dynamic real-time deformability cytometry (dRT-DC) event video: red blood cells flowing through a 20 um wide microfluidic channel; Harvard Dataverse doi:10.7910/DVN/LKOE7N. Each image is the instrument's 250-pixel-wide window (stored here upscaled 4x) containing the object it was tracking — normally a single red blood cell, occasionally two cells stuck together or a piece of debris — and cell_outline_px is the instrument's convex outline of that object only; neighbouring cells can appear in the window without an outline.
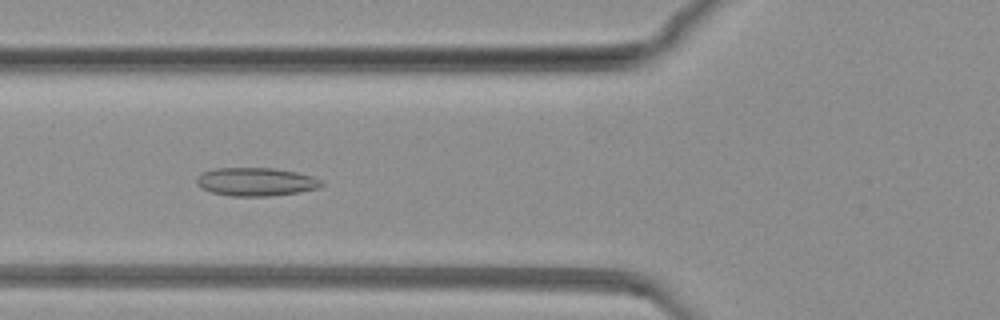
{"species": "common noctule bat (a hibernating species)", "species_latin": "Nyctalus noctula", "temperature_condition": "warm", "stored_images_in_passage": 71, "camera_frame_rate_fps": 3000, "um_per_image_px": 0.085, "animal": {"sex": "female", "body_mass_g": 19.3, "forearm_length_mm": 54.1}, "frame": {"image": 1, "passage_image": 20, "time_ms": 6.333, "image_size_px": [1000, 320], "cell_outline_px": [[324, 184], [320, 188], [300, 192], [272, 196], [232, 196], [212, 192], [200, 188], [196, 184], [196, 180], [204, 172], [216, 168], [272, 168], [296, 172], [312, 176], [324, 180]], "centroid_in_image_um": [21.81, 15.46], "position_along_channel_um": 104.0, "area_um2": 20.69}}
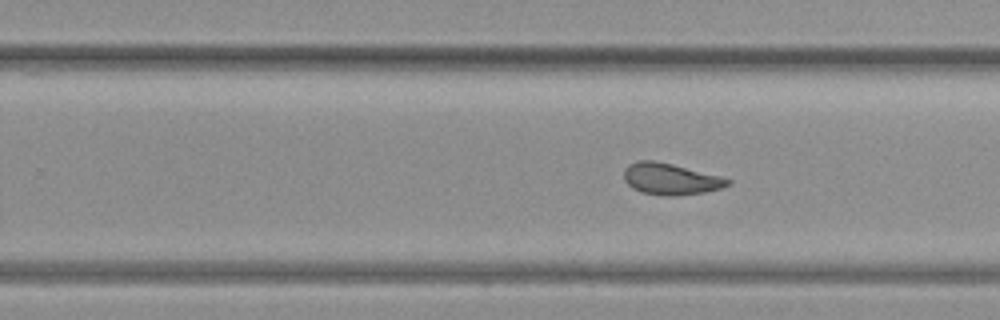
{"frame": {"image": 2, "passage_image": 40, "time_ms": 13.0, "image_size_px": [1000, 320], "cell_outline_px": [[732, 184], [720, 188], [704, 192], [676, 196], [668, 196], [640, 192], [632, 188], [624, 180], [624, 168], [628, 164], [636, 160], [656, 160], [720, 176], [732, 180]], "centroid_in_image_um": [56.97, 15.21], "position_along_channel_um": 272.8, "area_um2": 19.13}}
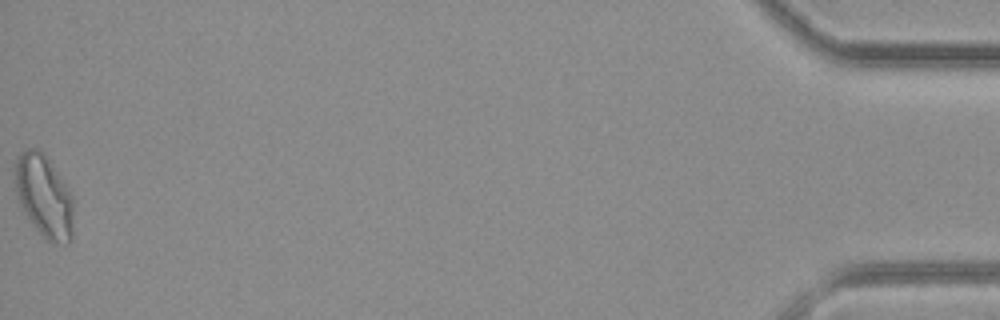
{"frame": {"image": 3, "passage_image": 71, "time_ms": 23.333, "image_size_px": [1000, 320], "cell_outline_px": [[72, 240], [68, 244], [52, 244], [36, 228], [20, 208], [16, 192], [16, 160], [28, 148], [40, 148], [72, 196]], "centroid_in_image_um": [3.75, 16.73], "position_along_channel_um": 431.5, "area_um2": 27.51}}